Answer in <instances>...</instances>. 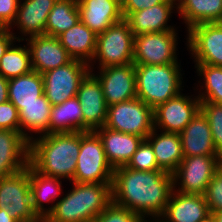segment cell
<instances>
[{"label":"cell","mask_w":222,"mask_h":222,"mask_svg":"<svg viewBox=\"0 0 222 222\" xmlns=\"http://www.w3.org/2000/svg\"><path fill=\"white\" fill-rule=\"evenodd\" d=\"M95 132L102 141L106 159L113 169L126 166L144 140L138 135L114 131L105 126Z\"/></svg>","instance_id":"19"},{"label":"cell","mask_w":222,"mask_h":222,"mask_svg":"<svg viewBox=\"0 0 222 222\" xmlns=\"http://www.w3.org/2000/svg\"><path fill=\"white\" fill-rule=\"evenodd\" d=\"M29 165V141L20 131L0 129V179Z\"/></svg>","instance_id":"17"},{"label":"cell","mask_w":222,"mask_h":222,"mask_svg":"<svg viewBox=\"0 0 222 222\" xmlns=\"http://www.w3.org/2000/svg\"><path fill=\"white\" fill-rule=\"evenodd\" d=\"M179 63L165 65L135 64L137 98L152 109L181 93Z\"/></svg>","instance_id":"4"},{"label":"cell","mask_w":222,"mask_h":222,"mask_svg":"<svg viewBox=\"0 0 222 222\" xmlns=\"http://www.w3.org/2000/svg\"><path fill=\"white\" fill-rule=\"evenodd\" d=\"M24 40L28 41L32 70L40 74L63 66L73 59L57 37L37 35Z\"/></svg>","instance_id":"16"},{"label":"cell","mask_w":222,"mask_h":222,"mask_svg":"<svg viewBox=\"0 0 222 222\" xmlns=\"http://www.w3.org/2000/svg\"><path fill=\"white\" fill-rule=\"evenodd\" d=\"M93 69L80 82L77 95L83 114V132L95 131L105 126L108 106L105 102L102 86L94 76Z\"/></svg>","instance_id":"15"},{"label":"cell","mask_w":222,"mask_h":222,"mask_svg":"<svg viewBox=\"0 0 222 222\" xmlns=\"http://www.w3.org/2000/svg\"><path fill=\"white\" fill-rule=\"evenodd\" d=\"M9 101L8 79L0 75V104Z\"/></svg>","instance_id":"42"},{"label":"cell","mask_w":222,"mask_h":222,"mask_svg":"<svg viewBox=\"0 0 222 222\" xmlns=\"http://www.w3.org/2000/svg\"><path fill=\"white\" fill-rule=\"evenodd\" d=\"M10 28L0 27V60L1 57L5 54L7 49L16 41H23L24 37H16Z\"/></svg>","instance_id":"41"},{"label":"cell","mask_w":222,"mask_h":222,"mask_svg":"<svg viewBox=\"0 0 222 222\" xmlns=\"http://www.w3.org/2000/svg\"><path fill=\"white\" fill-rule=\"evenodd\" d=\"M210 214L204 195L172 191L159 222H201Z\"/></svg>","instance_id":"18"},{"label":"cell","mask_w":222,"mask_h":222,"mask_svg":"<svg viewBox=\"0 0 222 222\" xmlns=\"http://www.w3.org/2000/svg\"><path fill=\"white\" fill-rule=\"evenodd\" d=\"M80 20L96 35L124 19L122 7L113 0H77Z\"/></svg>","instance_id":"21"},{"label":"cell","mask_w":222,"mask_h":222,"mask_svg":"<svg viewBox=\"0 0 222 222\" xmlns=\"http://www.w3.org/2000/svg\"><path fill=\"white\" fill-rule=\"evenodd\" d=\"M201 222H216L214 216L212 214H209L204 220Z\"/></svg>","instance_id":"45"},{"label":"cell","mask_w":222,"mask_h":222,"mask_svg":"<svg viewBox=\"0 0 222 222\" xmlns=\"http://www.w3.org/2000/svg\"><path fill=\"white\" fill-rule=\"evenodd\" d=\"M163 1L164 0H127L122 6L123 17L125 19L130 13L150 8Z\"/></svg>","instance_id":"40"},{"label":"cell","mask_w":222,"mask_h":222,"mask_svg":"<svg viewBox=\"0 0 222 222\" xmlns=\"http://www.w3.org/2000/svg\"><path fill=\"white\" fill-rule=\"evenodd\" d=\"M179 135L184 157L220 155L214 146L208 120L201 110Z\"/></svg>","instance_id":"22"},{"label":"cell","mask_w":222,"mask_h":222,"mask_svg":"<svg viewBox=\"0 0 222 222\" xmlns=\"http://www.w3.org/2000/svg\"><path fill=\"white\" fill-rule=\"evenodd\" d=\"M187 32V46L195 64L222 66L221 23L198 24Z\"/></svg>","instance_id":"12"},{"label":"cell","mask_w":222,"mask_h":222,"mask_svg":"<svg viewBox=\"0 0 222 222\" xmlns=\"http://www.w3.org/2000/svg\"><path fill=\"white\" fill-rule=\"evenodd\" d=\"M172 191L171 173L163 170L138 171L126 166L114 169L111 202L144 219L151 216L153 221L158 220L165 212Z\"/></svg>","instance_id":"1"},{"label":"cell","mask_w":222,"mask_h":222,"mask_svg":"<svg viewBox=\"0 0 222 222\" xmlns=\"http://www.w3.org/2000/svg\"><path fill=\"white\" fill-rule=\"evenodd\" d=\"M90 72L89 64L72 59L69 63L42 74L44 95L52 106L77 95L80 82Z\"/></svg>","instance_id":"10"},{"label":"cell","mask_w":222,"mask_h":222,"mask_svg":"<svg viewBox=\"0 0 222 222\" xmlns=\"http://www.w3.org/2000/svg\"><path fill=\"white\" fill-rule=\"evenodd\" d=\"M94 76L99 80L107 106L137 97L135 64L101 68Z\"/></svg>","instance_id":"14"},{"label":"cell","mask_w":222,"mask_h":222,"mask_svg":"<svg viewBox=\"0 0 222 222\" xmlns=\"http://www.w3.org/2000/svg\"><path fill=\"white\" fill-rule=\"evenodd\" d=\"M15 46L13 43L0 60V75L8 80L32 71L29 48Z\"/></svg>","instance_id":"32"},{"label":"cell","mask_w":222,"mask_h":222,"mask_svg":"<svg viewBox=\"0 0 222 222\" xmlns=\"http://www.w3.org/2000/svg\"><path fill=\"white\" fill-rule=\"evenodd\" d=\"M113 173L98 134L95 131H80V151L72 182L112 183Z\"/></svg>","instance_id":"5"},{"label":"cell","mask_w":222,"mask_h":222,"mask_svg":"<svg viewBox=\"0 0 222 222\" xmlns=\"http://www.w3.org/2000/svg\"><path fill=\"white\" fill-rule=\"evenodd\" d=\"M221 167V155L184 157L172 173L173 190L183 194L204 195L208 184ZM177 185L180 187L176 190Z\"/></svg>","instance_id":"7"},{"label":"cell","mask_w":222,"mask_h":222,"mask_svg":"<svg viewBox=\"0 0 222 222\" xmlns=\"http://www.w3.org/2000/svg\"><path fill=\"white\" fill-rule=\"evenodd\" d=\"M191 97L180 93L158 105L154 109V128L180 134L200 110L199 98Z\"/></svg>","instance_id":"13"},{"label":"cell","mask_w":222,"mask_h":222,"mask_svg":"<svg viewBox=\"0 0 222 222\" xmlns=\"http://www.w3.org/2000/svg\"><path fill=\"white\" fill-rule=\"evenodd\" d=\"M23 1V3H19L16 18L9 28L11 29L13 25L17 26L19 33L26 37L45 35L48 14L57 0Z\"/></svg>","instance_id":"23"},{"label":"cell","mask_w":222,"mask_h":222,"mask_svg":"<svg viewBox=\"0 0 222 222\" xmlns=\"http://www.w3.org/2000/svg\"><path fill=\"white\" fill-rule=\"evenodd\" d=\"M200 110L208 120L214 146L217 152L222 156V105L201 101Z\"/></svg>","instance_id":"34"},{"label":"cell","mask_w":222,"mask_h":222,"mask_svg":"<svg viewBox=\"0 0 222 222\" xmlns=\"http://www.w3.org/2000/svg\"><path fill=\"white\" fill-rule=\"evenodd\" d=\"M113 1L117 2L122 7L127 0H113Z\"/></svg>","instance_id":"46"},{"label":"cell","mask_w":222,"mask_h":222,"mask_svg":"<svg viewBox=\"0 0 222 222\" xmlns=\"http://www.w3.org/2000/svg\"><path fill=\"white\" fill-rule=\"evenodd\" d=\"M91 222H148L127 208L110 203L106 209Z\"/></svg>","instance_id":"36"},{"label":"cell","mask_w":222,"mask_h":222,"mask_svg":"<svg viewBox=\"0 0 222 222\" xmlns=\"http://www.w3.org/2000/svg\"><path fill=\"white\" fill-rule=\"evenodd\" d=\"M0 209L17 222H39L31 199L29 165L20 172L0 179Z\"/></svg>","instance_id":"8"},{"label":"cell","mask_w":222,"mask_h":222,"mask_svg":"<svg viewBox=\"0 0 222 222\" xmlns=\"http://www.w3.org/2000/svg\"><path fill=\"white\" fill-rule=\"evenodd\" d=\"M78 98L51 107L49 134L83 132V114Z\"/></svg>","instance_id":"29"},{"label":"cell","mask_w":222,"mask_h":222,"mask_svg":"<svg viewBox=\"0 0 222 222\" xmlns=\"http://www.w3.org/2000/svg\"><path fill=\"white\" fill-rule=\"evenodd\" d=\"M43 94V77L36 71L8 80L9 101L13 104H31Z\"/></svg>","instance_id":"30"},{"label":"cell","mask_w":222,"mask_h":222,"mask_svg":"<svg viewBox=\"0 0 222 222\" xmlns=\"http://www.w3.org/2000/svg\"><path fill=\"white\" fill-rule=\"evenodd\" d=\"M72 183L74 188L47 209L46 222H91L111 203L112 183Z\"/></svg>","instance_id":"3"},{"label":"cell","mask_w":222,"mask_h":222,"mask_svg":"<svg viewBox=\"0 0 222 222\" xmlns=\"http://www.w3.org/2000/svg\"><path fill=\"white\" fill-rule=\"evenodd\" d=\"M176 31L145 33L134 36V64L165 65L179 63Z\"/></svg>","instance_id":"11"},{"label":"cell","mask_w":222,"mask_h":222,"mask_svg":"<svg viewBox=\"0 0 222 222\" xmlns=\"http://www.w3.org/2000/svg\"><path fill=\"white\" fill-rule=\"evenodd\" d=\"M14 105L19 113V131L29 142L33 139L32 132L35 134L38 133V135L40 133L41 135L39 136L49 134V119L52 104L44 94L39 97V101L37 102ZM27 130L30 134L26 132Z\"/></svg>","instance_id":"26"},{"label":"cell","mask_w":222,"mask_h":222,"mask_svg":"<svg viewBox=\"0 0 222 222\" xmlns=\"http://www.w3.org/2000/svg\"><path fill=\"white\" fill-rule=\"evenodd\" d=\"M38 137L29 142V164L43 175L72 181L80 151V131Z\"/></svg>","instance_id":"2"},{"label":"cell","mask_w":222,"mask_h":222,"mask_svg":"<svg viewBox=\"0 0 222 222\" xmlns=\"http://www.w3.org/2000/svg\"><path fill=\"white\" fill-rule=\"evenodd\" d=\"M31 199L35 212L41 219L47 217L44 202H55L62 192L60 178L43 175L29 164Z\"/></svg>","instance_id":"28"},{"label":"cell","mask_w":222,"mask_h":222,"mask_svg":"<svg viewBox=\"0 0 222 222\" xmlns=\"http://www.w3.org/2000/svg\"><path fill=\"white\" fill-rule=\"evenodd\" d=\"M134 34L123 19L97 35L96 50L92 61H99V69L133 63Z\"/></svg>","instance_id":"6"},{"label":"cell","mask_w":222,"mask_h":222,"mask_svg":"<svg viewBox=\"0 0 222 222\" xmlns=\"http://www.w3.org/2000/svg\"><path fill=\"white\" fill-rule=\"evenodd\" d=\"M105 127L144 139L154 130V109L137 97L108 106Z\"/></svg>","instance_id":"9"},{"label":"cell","mask_w":222,"mask_h":222,"mask_svg":"<svg viewBox=\"0 0 222 222\" xmlns=\"http://www.w3.org/2000/svg\"><path fill=\"white\" fill-rule=\"evenodd\" d=\"M176 3L177 0H164L150 8L130 13L125 20L134 36L152 32L177 31L167 24L172 16V10L175 8L177 10Z\"/></svg>","instance_id":"20"},{"label":"cell","mask_w":222,"mask_h":222,"mask_svg":"<svg viewBox=\"0 0 222 222\" xmlns=\"http://www.w3.org/2000/svg\"><path fill=\"white\" fill-rule=\"evenodd\" d=\"M0 129L19 131V113L11 101L0 104Z\"/></svg>","instance_id":"38"},{"label":"cell","mask_w":222,"mask_h":222,"mask_svg":"<svg viewBox=\"0 0 222 222\" xmlns=\"http://www.w3.org/2000/svg\"><path fill=\"white\" fill-rule=\"evenodd\" d=\"M80 21L77 0H57L45 25V35L57 37Z\"/></svg>","instance_id":"31"},{"label":"cell","mask_w":222,"mask_h":222,"mask_svg":"<svg viewBox=\"0 0 222 222\" xmlns=\"http://www.w3.org/2000/svg\"><path fill=\"white\" fill-rule=\"evenodd\" d=\"M198 76L203 77L204 92L197 96L200 101L222 105V66L196 64Z\"/></svg>","instance_id":"33"},{"label":"cell","mask_w":222,"mask_h":222,"mask_svg":"<svg viewBox=\"0 0 222 222\" xmlns=\"http://www.w3.org/2000/svg\"><path fill=\"white\" fill-rule=\"evenodd\" d=\"M126 167L138 171L161 170L158 167L151 144L144 139Z\"/></svg>","instance_id":"35"},{"label":"cell","mask_w":222,"mask_h":222,"mask_svg":"<svg viewBox=\"0 0 222 222\" xmlns=\"http://www.w3.org/2000/svg\"><path fill=\"white\" fill-rule=\"evenodd\" d=\"M204 197L210 213L222 211V167L208 184Z\"/></svg>","instance_id":"37"},{"label":"cell","mask_w":222,"mask_h":222,"mask_svg":"<svg viewBox=\"0 0 222 222\" xmlns=\"http://www.w3.org/2000/svg\"><path fill=\"white\" fill-rule=\"evenodd\" d=\"M0 222H17L11 217L9 212L4 209H0Z\"/></svg>","instance_id":"43"},{"label":"cell","mask_w":222,"mask_h":222,"mask_svg":"<svg viewBox=\"0 0 222 222\" xmlns=\"http://www.w3.org/2000/svg\"><path fill=\"white\" fill-rule=\"evenodd\" d=\"M61 45L73 59H78L89 64L92 70V59L96 50L97 35L90 30L81 20L57 36ZM92 64V65H91Z\"/></svg>","instance_id":"25"},{"label":"cell","mask_w":222,"mask_h":222,"mask_svg":"<svg viewBox=\"0 0 222 222\" xmlns=\"http://www.w3.org/2000/svg\"><path fill=\"white\" fill-rule=\"evenodd\" d=\"M157 132L154 128L146 140L153 148L158 167L172 174L184 158L181 137L178 133Z\"/></svg>","instance_id":"24"},{"label":"cell","mask_w":222,"mask_h":222,"mask_svg":"<svg viewBox=\"0 0 222 222\" xmlns=\"http://www.w3.org/2000/svg\"><path fill=\"white\" fill-rule=\"evenodd\" d=\"M177 13L189 30L203 23H220L222 0H177Z\"/></svg>","instance_id":"27"},{"label":"cell","mask_w":222,"mask_h":222,"mask_svg":"<svg viewBox=\"0 0 222 222\" xmlns=\"http://www.w3.org/2000/svg\"><path fill=\"white\" fill-rule=\"evenodd\" d=\"M20 0H0V27L9 28L14 22Z\"/></svg>","instance_id":"39"},{"label":"cell","mask_w":222,"mask_h":222,"mask_svg":"<svg viewBox=\"0 0 222 222\" xmlns=\"http://www.w3.org/2000/svg\"><path fill=\"white\" fill-rule=\"evenodd\" d=\"M210 214L214 216L216 222H222V211Z\"/></svg>","instance_id":"44"}]
</instances>
